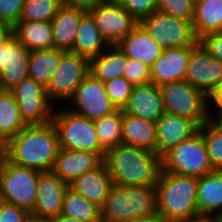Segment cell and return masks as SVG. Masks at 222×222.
Masks as SVG:
<instances>
[{
    "label": "cell",
    "mask_w": 222,
    "mask_h": 222,
    "mask_svg": "<svg viewBox=\"0 0 222 222\" xmlns=\"http://www.w3.org/2000/svg\"><path fill=\"white\" fill-rule=\"evenodd\" d=\"M59 149V137L52 121L26 125L5 143V158L17 166L50 172Z\"/></svg>",
    "instance_id": "cell-1"
},
{
    "label": "cell",
    "mask_w": 222,
    "mask_h": 222,
    "mask_svg": "<svg viewBox=\"0 0 222 222\" xmlns=\"http://www.w3.org/2000/svg\"><path fill=\"white\" fill-rule=\"evenodd\" d=\"M103 162L120 186L155 185L162 170V158L155 152L123 142L108 150Z\"/></svg>",
    "instance_id": "cell-2"
},
{
    "label": "cell",
    "mask_w": 222,
    "mask_h": 222,
    "mask_svg": "<svg viewBox=\"0 0 222 222\" xmlns=\"http://www.w3.org/2000/svg\"><path fill=\"white\" fill-rule=\"evenodd\" d=\"M156 186V213L164 222H176L199 215L196 196L198 177L161 170Z\"/></svg>",
    "instance_id": "cell-3"
},
{
    "label": "cell",
    "mask_w": 222,
    "mask_h": 222,
    "mask_svg": "<svg viewBox=\"0 0 222 222\" xmlns=\"http://www.w3.org/2000/svg\"><path fill=\"white\" fill-rule=\"evenodd\" d=\"M156 213V186L113 185L101 208L102 222H124Z\"/></svg>",
    "instance_id": "cell-4"
},
{
    "label": "cell",
    "mask_w": 222,
    "mask_h": 222,
    "mask_svg": "<svg viewBox=\"0 0 222 222\" xmlns=\"http://www.w3.org/2000/svg\"><path fill=\"white\" fill-rule=\"evenodd\" d=\"M52 123L57 130L60 148L96 153L104 159L105 152L101 149L93 120L72 112L66 106H57Z\"/></svg>",
    "instance_id": "cell-5"
},
{
    "label": "cell",
    "mask_w": 222,
    "mask_h": 222,
    "mask_svg": "<svg viewBox=\"0 0 222 222\" xmlns=\"http://www.w3.org/2000/svg\"><path fill=\"white\" fill-rule=\"evenodd\" d=\"M160 89L166 112L185 117L198 127L211 118V99L185 79L163 84Z\"/></svg>",
    "instance_id": "cell-6"
},
{
    "label": "cell",
    "mask_w": 222,
    "mask_h": 222,
    "mask_svg": "<svg viewBox=\"0 0 222 222\" xmlns=\"http://www.w3.org/2000/svg\"><path fill=\"white\" fill-rule=\"evenodd\" d=\"M41 172L17 166L4 158L0 162V200L33 211Z\"/></svg>",
    "instance_id": "cell-7"
},
{
    "label": "cell",
    "mask_w": 222,
    "mask_h": 222,
    "mask_svg": "<svg viewBox=\"0 0 222 222\" xmlns=\"http://www.w3.org/2000/svg\"><path fill=\"white\" fill-rule=\"evenodd\" d=\"M162 170L177 175L195 177H202L215 171L199 130L162 157Z\"/></svg>",
    "instance_id": "cell-8"
},
{
    "label": "cell",
    "mask_w": 222,
    "mask_h": 222,
    "mask_svg": "<svg viewBox=\"0 0 222 222\" xmlns=\"http://www.w3.org/2000/svg\"><path fill=\"white\" fill-rule=\"evenodd\" d=\"M89 71V59L67 51L45 87L48 100L55 107L66 106Z\"/></svg>",
    "instance_id": "cell-9"
},
{
    "label": "cell",
    "mask_w": 222,
    "mask_h": 222,
    "mask_svg": "<svg viewBox=\"0 0 222 222\" xmlns=\"http://www.w3.org/2000/svg\"><path fill=\"white\" fill-rule=\"evenodd\" d=\"M139 24L162 49L197 46L200 43L192 22L158 10L142 19Z\"/></svg>",
    "instance_id": "cell-10"
},
{
    "label": "cell",
    "mask_w": 222,
    "mask_h": 222,
    "mask_svg": "<svg viewBox=\"0 0 222 222\" xmlns=\"http://www.w3.org/2000/svg\"><path fill=\"white\" fill-rule=\"evenodd\" d=\"M10 91L26 125H43L52 121L55 106L48 100L43 85L27 77Z\"/></svg>",
    "instance_id": "cell-11"
},
{
    "label": "cell",
    "mask_w": 222,
    "mask_h": 222,
    "mask_svg": "<svg viewBox=\"0 0 222 222\" xmlns=\"http://www.w3.org/2000/svg\"><path fill=\"white\" fill-rule=\"evenodd\" d=\"M87 11L109 45H117L139 24L117 0H106Z\"/></svg>",
    "instance_id": "cell-12"
},
{
    "label": "cell",
    "mask_w": 222,
    "mask_h": 222,
    "mask_svg": "<svg viewBox=\"0 0 222 222\" xmlns=\"http://www.w3.org/2000/svg\"><path fill=\"white\" fill-rule=\"evenodd\" d=\"M66 107L93 121L117 110L106 93L104 83L95 79L91 74L83 79Z\"/></svg>",
    "instance_id": "cell-13"
},
{
    "label": "cell",
    "mask_w": 222,
    "mask_h": 222,
    "mask_svg": "<svg viewBox=\"0 0 222 222\" xmlns=\"http://www.w3.org/2000/svg\"><path fill=\"white\" fill-rule=\"evenodd\" d=\"M185 80L211 99L222 85V62L199 43L191 52Z\"/></svg>",
    "instance_id": "cell-14"
},
{
    "label": "cell",
    "mask_w": 222,
    "mask_h": 222,
    "mask_svg": "<svg viewBox=\"0 0 222 222\" xmlns=\"http://www.w3.org/2000/svg\"><path fill=\"white\" fill-rule=\"evenodd\" d=\"M69 185L52 171L41 172L31 219L47 221L61 214L64 193Z\"/></svg>",
    "instance_id": "cell-15"
},
{
    "label": "cell",
    "mask_w": 222,
    "mask_h": 222,
    "mask_svg": "<svg viewBox=\"0 0 222 222\" xmlns=\"http://www.w3.org/2000/svg\"><path fill=\"white\" fill-rule=\"evenodd\" d=\"M29 54L14 36L0 45V84L5 90L29 77Z\"/></svg>",
    "instance_id": "cell-16"
},
{
    "label": "cell",
    "mask_w": 222,
    "mask_h": 222,
    "mask_svg": "<svg viewBox=\"0 0 222 222\" xmlns=\"http://www.w3.org/2000/svg\"><path fill=\"white\" fill-rule=\"evenodd\" d=\"M196 46L163 49L160 57L150 68L151 83L161 86L185 79L192 50Z\"/></svg>",
    "instance_id": "cell-17"
},
{
    "label": "cell",
    "mask_w": 222,
    "mask_h": 222,
    "mask_svg": "<svg viewBox=\"0 0 222 222\" xmlns=\"http://www.w3.org/2000/svg\"><path fill=\"white\" fill-rule=\"evenodd\" d=\"M198 128L193 121L185 117L165 112L156 121V154L162 158L172 148L194 135Z\"/></svg>",
    "instance_id": "cell-18"
},
{
    "label": "cell",
    "mask_w": 222,
    "mask_h": 222,
    "mask_svg": "<svg viewBox=\"0 0 222 222\" xmlns=\"http://www.w3.org/2000/svg\"><path fill=\"white\" fill-rule=\"evenodd\" d=\"M123 112L156 122L166 112L160 87L151 82L133 86Z\"/></svg>",
    "instance_id": "cell-19"
},
{
    "label": "cell",
    "mask_w": 222,
    "mask_h": 222,
    "mask_svg": "<svg viewBox=\"0 0 222 222\" xmlns=\"http://www.w3.org/2000/svg\"><path fill=\"white\" fill-rule=\"evenodd\" d=\"M103 159L96 153L60 148L52 172L70 185L77 177L98 167Z\"/></svg>",
    "instance_id": "cell-20"
},
{
    "label": "cell",
    "mask_w": 222,
    "mask_h": 222,
    "mask_svg": "<svg viewBox=\"0 0 222 222\" xmlns=\"http://www.w3.org/2000/svg\"><path fill=\"white\" fill-rule=\"evenodd\" d=\"M114 182L102 162L95 169L77 177L69 186L100 208L104 205Z\"/></svg>",
    "instance_id": "cell-21"
},
{
    "label": "cell",
    "mask_w": 222,
    "mask_h": 222,
    "mask_svg": "<svg viewBox=\"0 0 222 222\" xmlns=\"http://www.w3.org/2000/svg\"><path fill=\"white\" fill-rule=\"evenodd\" d=\"M116 46L127 58L138 60L149 68L153 66L163 50L140 24Z\"/></svg>",
    "instance_id": "cell-22"
},
{
    "label": "cell",
    "mask_w": 222,
    "mask_h": 222,
    "mask_svg": "<svg viewBox=\"0 0 222 222\" xmlns=\"http://www.w3.org/2000/svg\"><path fill=\"white\" fill-rule=\"evenodd\" d=\"M86 9L63 4L51 21L55 48L70 51L73 48L81 17Z\"/></svg>",
    "instance_id": "cell-23"
},
{
    "label": "cell",
    "mask_w": 222,
    "mask_h": 222,
    "mask_svg": "<svg viewBox=\"0 0 222 222\" xmlns=\"http://www.w3.org/2000/svg\"><path fill=\"white\" fill-rule=\"evenodd\" d=\"M108 46L109 44L97 28L93 16L87 11L80 19L78 34L70 51L90 60Z\"/></svg>",
    "instance_id": "cell-24"
},
{
    "label": "cell",
    "mask_w": 222,
    "mask_h": 222,
    "mask_svg": "<svg viewBox=\"0 0 222 222\" xmlns=\"http://www.w3.org/2000/svg\"><path fill=\"white\" fill-rule=\"evenodd\" d=\"M196 202L199 215L215 216L222 211L221 170L198 177Z\"/></svg>",
    "instance_id": "cell-25"
},
{
    "label": "cell",
    "mask_w": 222,
    "mask_h": 222,
    "mask_svg": "<svg viewBox=\"0 0 222 222\" xmlns=\"http://www.w3.org/2000/svg\"><path fill=\"white\" fill-rule=\"evenodd\" d=\"M127 63L125 54L116 45H109L98 56L89 60V74L105 83L123 76Z\"/></svg>",
    "instance_id": "cell-26"
},
{
    "label": "cell",
    "mask_w": 222,
    "mask_h": 222,
    "mask_svg": "<svg viewBox=\"0 0 222 222\" xmlns=\"http://www.w3.org/2000/svg\"><path fill=\"white\" fill-rule=\"evenodd\" d=\"M122 142L145 148L156 153V122L123 112Z\"/></svg>",
    "instance_id": "cell-27"
},
{
    "label": "cell",
    "mask_w": 222,
    "mask_h": 222,
    "mask_svg": "<svg viewBox=\"0 0 222 222\" xmlns=\"http://www.w3.org/2000/svg\"><path fill=\"white\" fill-rule=\"evenodd\" d=\"M13 36L30 52L55 48L50 22H18Z\"/></svg>",
    "instance_id": "cell-28"
},
{
    "label": "cell",
    "mask_w": 222,
    "mask_h": 222,
    "mask_svg": "<svg viewBox=\"0 0 222 222\" xmlns=\"http://www.w3.org/2000/svg\"><path fill=\"white\" fill-rule=\"evenodd\" d=\"M192 25L199 40L206 34L222 31V0L196 1Z\"/></svg>",
    "instance_id": "cell-29"
},
{
    "label": "cell",
    "mask_w": 222,
    "mask_h": 222,
    "mask_svg": "<svg viewBox=\"0 0 222 222\" xmlns=\"http://www.w3.org/2000/svg\"><path fill=\"white\" fill-rule=\"evenodd\" d=\"M66 52V50L59 48L31 51L29 54V77L46 87Z\"/></svg>",
    "instance_id": "cell-30"
},
{
    "label": "cell",
    "mask_w": 222,
    "mask_h": 222,
    "mask_svg": "<svg viewBox=\"0 0 222 222\" xmlns=\"http://www.w3.org/2000/svg\"><path fill=\"white\" fill-rule=\"evenodd\" d=\"M61 215L76 218L82 222H102L101 208L88 201L70 186L67 187L63 196Z\"/></svg>",
    "instance_id": "cell-31"
},
{
    "label": "cell",
    "mask_w": 222,
    "mask_h": 222,
    "mask_svg": "<svg viewBox=\"0 0 222 222\" xmlns=\"http://www.w3.org/2000/svg\"><path fill=\"white\" fill-rule=\"evenodd\" d=\"M25 126L13 93L5 90L0 96V139L6 143Z\"/></svg>",
    "instance_id": "cell-32"
},
{
    "label": "cell",
    "mask_w": 222,
    "mask_h": 222,
    "mask_svg": "<svg viewBox=\"0 0 222 222\" xmlns=\"http://www.w3.org/2000/svg\"><path fill=\"white\" fill-rule=\"evenodd\" d=\"M122 119L123 110L117 109L109 115L94 120L97 138L105 153L122 143Z\"/></svg>",
    "instance_id": "cell-33"
},
{
    "label": "cell",
    "mask_w": 222,
    "mask_h": 222,
    "mask_svg": "<svg viewBox=\"0 0 222 222\" xmlns=\"http://www.w3.org/2000/svg\"><path fill=\"white\" fill-rule=\"evenodd\" d=\"M198 130L205 142L213 169L222 171V122L210 118Z\"/></svg>",
    "instance_id": "cell-34"
},
{
    "label": "cell",
    "mask_w": 222,
    "mask_h": 222,
    "mask_svg": "<svg viewBox=\"0 0 222 222\" xmlns=\"http://www.w3.org/2000/svg\"><path fill=\"white\" fill-rule=\"evenodd\" d=\"M62 5V0H26L19 22L51 23Z\"/></svg>",
    "instance_id": "cell-35"
},
{
    "label": "cell",
    "mask_w": 222,
    "mask_h": 222,
    "mask_svg": "<svg viewBox=\"0 0 222 222\" xmlns=\"http://www.w3.org/2000/svg\"><path fill=\"white\" fill-rule=\"evenodd\" d=\"M106 93L113 105L120 110L128 103L133 85L129 83L123 76L114 78L104 83Z\"/></svg>",
    "instance_id": "cell-36"
},
{
    "label": "cell",
    "mask_w": 222,
    "mask_h": 222,
    "mask_svg": "<svg viewBox=\"0 0 222 222\" xmlns=\"http://www.w3.org/2000/svg\"><path fill=\"white\" fill-rule=\"evenodd\" d=\"M195 2L193 0H158L157 10L175 18L192 22Z\"/></svg>",
    "instance_id": "cell-37"
},
{
    "label": "cell",
    "mask_w": 222,
    "mask_h": 222,
    "mask_svg": "<svg viewBox=\"0 0 222 222\" xmlns=\"http://www.w3.org/2000/svg\"><path fill=\"white\" fill-rule=\"evenodd\" d=\"M138 22L157 11L158 0H117Z\"/></svg>",
    "instance_id": "cell-38"
},
{
    "label": "cell",
    "mask_w": 222,
    "mask_h": 222,
    "mask_svg": "<svg viewBox=\"0 0 222 222\" xmlns=\"http://www.w3.org/2000/svg\"><path fill=\"white\" fill-rule=\"evenodd\" d=\"M150 71V68L142 62L128 58L123 77L133 86L143 85L151 82Z\"/></svg>",
    "instance_id": "cell-39"
},
{
    "label": "cell",
    "mask_w": 222,
    "mask_h": 222,
    "mask_svg": "<svg viewBox=\"0 0 222 222\" xmlns=\"http://www.w3.org/2000/svg\"><path fill=\"white\" fill-rule=\"evenodd\" d=\"M26 0H0V21L14 27L19 21Z\"/></svg>",
    "instance_id": "cell-40"
},
{
    "label": "cell",
    "mask_w": 222,
    "mask_h": 222,
    "mask_svg": "<svg viewBox=\"0 0 222 222\" xmlns=\"http://www.w3.org/2000/svg\"><path fill=\"white\" fill-rule=\"evenodd\" d=\"M30 213L14 204L0 200V222H29Z\"/></svg>",
    "instance_id": "cell-41"
},
{
    "label": "cell",
    "mask_w": 222,
    "mask_h": 222,
    "mask_svg": "<svg viewBox=\"0 0 222 222\" xmlns=\"http://www.w3.org/2000/svg\"><path fill=\"white\" fill-rule=\"evenodd\" d=\"M199 42L213 57L222 62V31L206 34Z\"/></svg>",
    "instance_id": "cell-42"
},
{
    "label": "cell",
    "mask_w": 222,
    "mask_h": 222,
    "mask_svg": "<svg viewBox=\"0 0 222 222\" xmlns=\"http://www.w3.org/2000/svg\"><path fill=\"white\" fill-rule=\"evenodd\" d=\"M211 119L222 122V85L211 98Z\"/></svg>",
    "instance_id": "cell-43"
},
{
    "label": "cell",
    "mask_w": 222,
    "mask_h": 222,
    "mask_svg": "<svg viewBox=\"0 0 222 222\" xmlns=\"http://www.w3.org/2000/svg\"><path fill=\"white\" fill-rule=\"evenodd\" d=\"M63 4L75 6V7H81L86 10H89L92 7H95L101 2H104L106 0H62Z\"/></svg>",
    "instance_id": "cell-44"
},
{
    "label": "cell",
    "mask_w": 222,
    "mask_h": 222,
    "mask_svg": "<svg viewBox=\"0 0 222 222\" xmlns=\"http://www.w3.org/2000/svg\"><path fill=\"white\" fill-rule=\"evenodd\" d=\"M13 36V27L8 23L0 21V45Z\"/></svg>",
    "instance_id": "cell-45"
},
{
    "label": "cell",
    "mask_w": 222,
    "mask_h": 222,
    "mask_svg": "<svg viewBox=\"0 0 222 222\" xmlns=\"http://www.w3.org/2000/svg\"><path fill=\"white\" fill-rule=\"evenodd\" d=\"M124 222H164V221L157 213H154L151 215L136 217Z\"/></svg>",
    "instance_id": "cell-46"
},
{
    "label": "cell",
    "mask_w": 222,
    "mask_h": 222,
    "mask_svg": "<svg viewBox=\"0 0 222 222\" xmlns=\"http://www.w3.org/2000/svg\"><path fill=\"white\" fill-rule=\"evenodd\" d=\"M176 222H216L215 216L212 215H198L185 220H179Z\"/></svg>",
    "instance_id": "cell-47"
},
{
    "label": "cell",
    "mask_w": 222,
    "mask_h": 222,
    "mask_svg": "<svg viewBox=\"0 0 222 222\" xmlns=\"http://www.w3.org/2000/svg\"><path fill=\"white\" fill-rule=\"evenodd\" d=\"M47 222H82V221H79L76 218H71L60 214L57 217L48 219Z\"/></svg>",
    "instance_id": "cell-48"
},
{
    "label": "cell",
    "mask_w": 222,
    "mask_h": 222,
    "mask_svg": "<svg viewBox=\"0 0 222 222\" xmlns=\"http://www.w3.org/2000/svg\"><path fill=\"white\" fill-rule=\"evenodd\" d=\"M5 158V143L0 139V162Z\"/></svg>",
    "instance_id": "cell-49"
},
{
    "label": "cell",
    "mask_w": 222,
    "mask_h": 222,
    "mask_svg": "<svg viewBox=\"0 0 222 222\" xmlns=\"http://www.w3.org/2000/svg\"><path fill=\"white\" fill-rule=\"evenodd\" d=\"M216 222H222V211L215 215Z\"/></svg>",
    "instance_id": "cell-50"
},
{
    "label": "cell",
    "mask_w": 222,
    "mask_h": 222,
    "mask_svg": "<svg viewBox=\"0 0 222 222\" xmlns=\"http://www.w3.org/2000/svg\"><path fill=\"white\" fill-rule=\"evenodd\" d=\"M5 91V88L0 84V96L3 94Z\"/></svg>",
    "instance_id": "cell-51"
},
{
    "label": "cell",
    "mask_w": 222,
    "mask_h": 222,
    "mask_svg": "<svg viewBox=\"0 0 222 222\" xmlns=\"http://www.w3.org/2000/svg\"><path fill=\"white\" fill-rule=\"evenodd\" d=\"M29 222H47V221H44V220H34V219H31Z\"/></svg>",
    "instance_id": "cell-52"
}]
</instances>
